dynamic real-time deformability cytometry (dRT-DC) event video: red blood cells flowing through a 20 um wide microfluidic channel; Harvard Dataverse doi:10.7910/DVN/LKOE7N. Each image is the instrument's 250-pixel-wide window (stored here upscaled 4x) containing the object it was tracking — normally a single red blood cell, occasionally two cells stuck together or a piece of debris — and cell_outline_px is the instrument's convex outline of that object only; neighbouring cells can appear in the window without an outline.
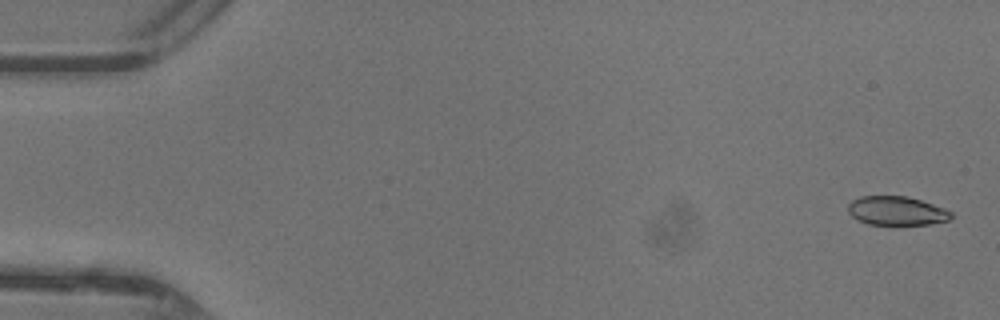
{"species": "common noctule bat (a hibernating species)", "species_latin": "Nyctalus noctula", "temperature_condition": "warm", "stored_images_in_passage": 48, "camera_frame_rate_fps": 3000, "um_per_image_px": 0.085, "animal": {"sex": "female"}, "frame": {"image": 1, "passage_image": 2, "time_ms": 0.333, "image_size_px": [1000, 320], "cell_outline_px": [[952, 216], [948, 220], [932, 224], [896, 228], [868, 224], [856, 220], [848, 212], [848, 204], [852, 200], [860, 196], [908, 196], [944, 208], [952, 212]], "centroid_in_image_um": [76.2, 17.98], "position_along_channel_um": 8.8, "area_um2": 18.26}}
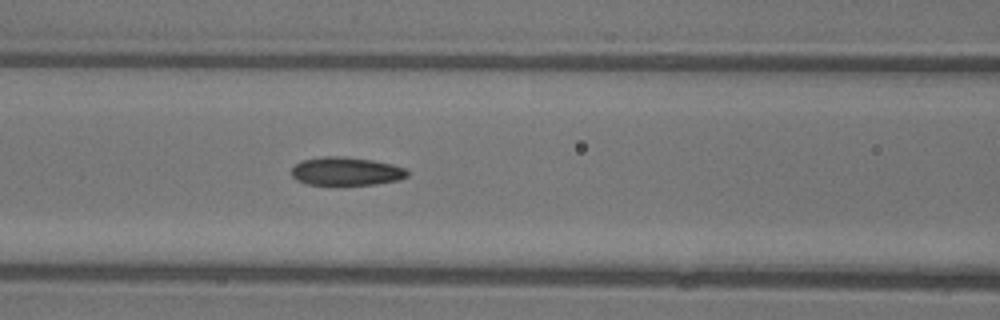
{"frame": {"image": 2, "passage_image": 21, "time_ms": 6.667, "image_size_px": [1000, 320], "cell_outline_px": [[408, 176], [400, 180], [376, 184], [304, 184], [296, 180], [292, 176], [292, 168], [300, 160], [324, 156], [344, 156], [372, 160], [392, 164], [404, 168], [408, 172]], "centroid_in_image_um": [29.41, 14.55], "position_along_channel_um": 137.2, "area_um2": 19.13}}
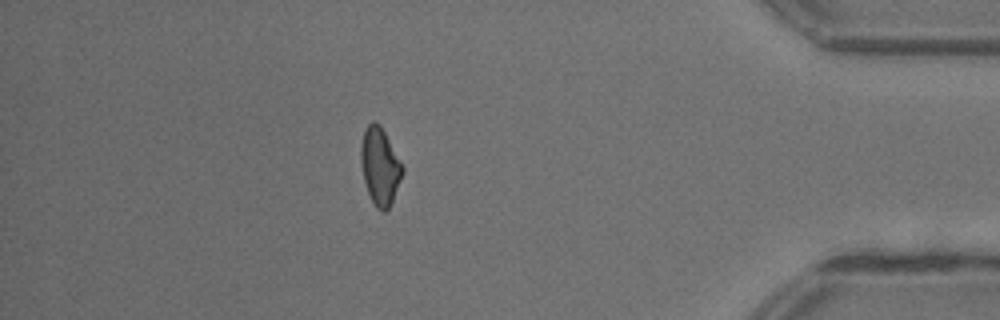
{"frame": {"image": 3, "passage_image": 42, "time_ms": 13.667, "image_size_px": [1000, 320], "cell_outline_px": [[404, 172], [392, 200], [388, 208], [384, 212], [376, 208], [368, 192], [364, 180], [360, 160], [360, 144], [364, 132], [368, 124], [372, 120], [380, 124], [404, 164]], "centroid_in_image_um": [32.31, 14.09], "position_along_channel_um": 402.9, "area_um2": 18.84}, "authors_computed_cell_mechanics": {"area_um2": 18.8717, "velocity_mm_per_s": 4.4244, "shape_relaxation_time_tau1_ms": null, "shape_relaxation_time_tau2_ms": 3.7386, "deformation_change_tau1": null, "deformation_change_tau2": 0.1006}}